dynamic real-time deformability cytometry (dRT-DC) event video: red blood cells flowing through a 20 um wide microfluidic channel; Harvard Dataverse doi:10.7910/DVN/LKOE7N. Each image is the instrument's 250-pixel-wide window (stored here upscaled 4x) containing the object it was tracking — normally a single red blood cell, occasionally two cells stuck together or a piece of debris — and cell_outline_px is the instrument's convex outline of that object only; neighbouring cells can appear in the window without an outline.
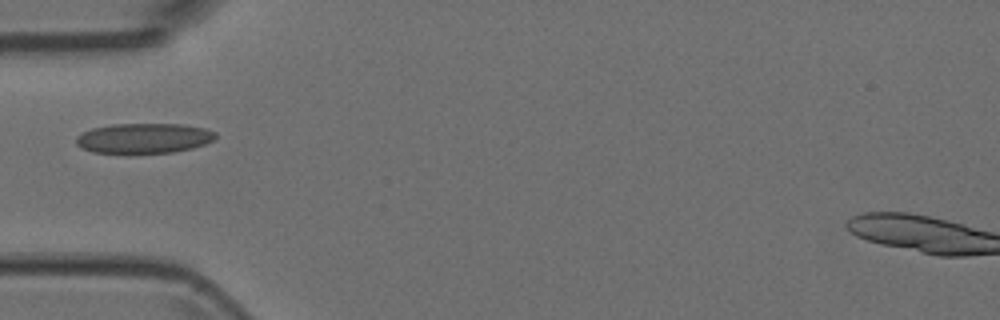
{"species": "Egyptian fruit bat (a non-hibernating species)", "species_latin": "Rousettus aegyptiacus", "temperature_condition": "room temperature", "stored_images_in_passage": 5, "camera_frame_rate_fps": 3000, "um_per_image_px": 0.085, "animal": {"sex": "female"}, "frame": {"image": 1, "passage_image": 5, "time_ms": 1.333, "image_size_px": [1000, 320], "cell_outline_px": [[216, 136], [212, 140], [204, 144], [192, 148], [172, 152], [92, 152], [80, 148], [76, 144], [76, 136], [92, 128], [112, 124], [184, 124], [204, 128], [216, 132]], "centroid_in_image_um": [12.21, 11.73], "position_along_channel_um": 72.8, "area_um2": 24.16}}